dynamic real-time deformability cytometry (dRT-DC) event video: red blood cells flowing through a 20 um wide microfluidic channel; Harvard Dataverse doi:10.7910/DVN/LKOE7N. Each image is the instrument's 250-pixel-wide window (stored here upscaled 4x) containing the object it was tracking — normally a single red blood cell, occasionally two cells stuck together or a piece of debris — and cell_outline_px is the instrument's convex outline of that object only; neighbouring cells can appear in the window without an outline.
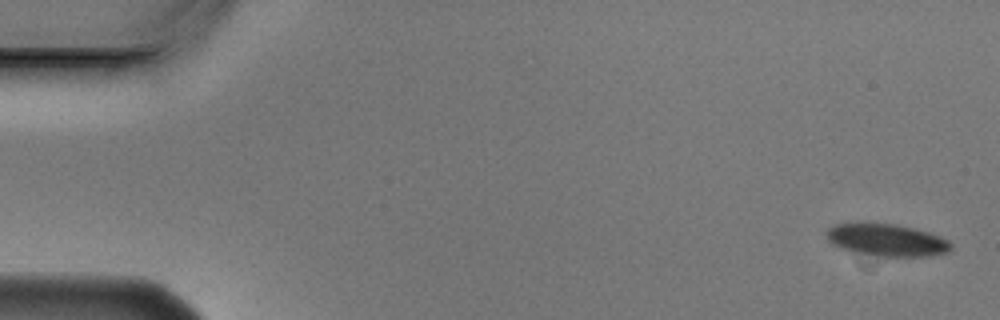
{"species": "Egyptian fruit bat (a non-hibernating species)", "species_latin": "Rousettus aegyptiacus", "temperature_condition": "cold", "stored_images_in_passage": 6, "segment_of_instrument_passage": [2, 2], "camera_frame_rate_fps": 3000, "um_per_image_px": 0.085, "animal": {"sex": "male"}, "frame": {"image": 1, "passage_image": 6, "time_ms": 1.667, "image_size_px": [1000, 320], "cell_outline_px": [[952, 248], [948, 252], [932, 256], [884, 256], [852, 252], [832, 244], [828, 240], [824, 232], [828, 228], [836, 224], [896, 224], [928, 232], [948, 240], [952, 244]], "centroid_in_image_um": [75.38, 20.41], "position_along_channel_um": 9.6, "area_um2": 23.12}}